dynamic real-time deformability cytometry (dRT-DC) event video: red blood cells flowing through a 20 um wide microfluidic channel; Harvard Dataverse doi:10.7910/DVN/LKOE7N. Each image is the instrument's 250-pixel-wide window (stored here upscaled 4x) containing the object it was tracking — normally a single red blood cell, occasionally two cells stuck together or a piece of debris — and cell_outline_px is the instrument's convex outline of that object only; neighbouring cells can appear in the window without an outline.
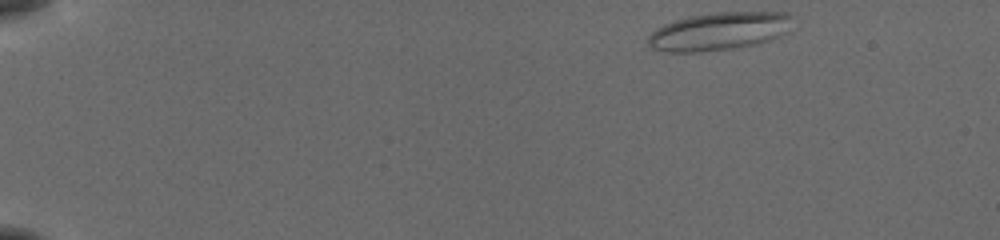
{"species": "common noctule bat (a hibernating species)", "species_latin": "Nyctalus noctula", "temperature_condition": "cold", "stored_images_in_passage": 48, "camera_frame_rate_fps": 3000, "um_per_image_px": 0.085, "animal": {"sex": "female", "body_mass_g": 19.5, "forearm_length_mm": 54.1}, "frame": {"image": 1, "passage_image": 1, "time_ms": 0.0, "image_size_px": [1000, 240], "cell_outline_px": [[792, 16], [788, 32], [772, 40], [756, 44], [736, 48], [700, 52], [664, 52], [652, 48], [648, 44], [648, 36], [656, 28], [664, 24], [676, 20], [692, 16], [716, 12], [788, 12]], "centroid_in_image_um": [61.14, 2.67], "position_along_channel_um": 23.9, "area_um2": 32.14}}
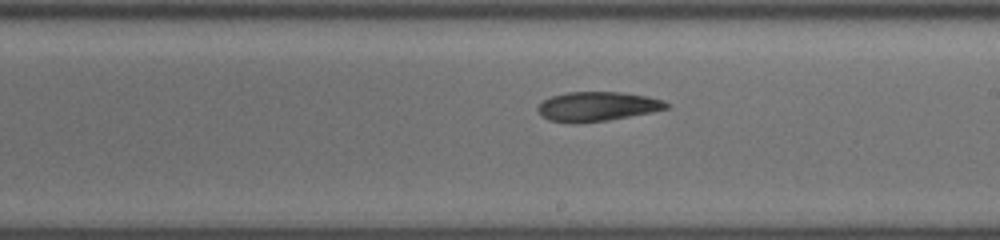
{"frame": {"image": 2, "passage_image": 27, "time_ms": 8.667, "image_size_px": [1000, 240], "cell_outline_px": [[668, 108], [652, 112], [608, 120], [548, 120], [540, 116], [536, 108], [544, 100], [552, 96], [568, 92], [620, 92], [648, 96], [664, 100], [668, 104]], "centroid_in_image_um": [50.81, 9.01], "position_along_channel_um": 238.2, "area_um2": 21.27}}
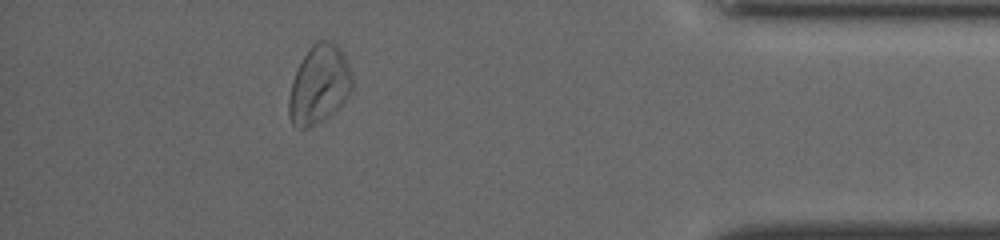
{"frame": {"image": 3, "passage_image": 43, "time_ms": 14.0, "image_size_px": [1000, 240], "cell_outline_px": [[352, 88], [348, 96], [332, 112], [308, 128], [300, 128], [292, 124], [288, 116], [288, 96], [292, 80], [308, 48], [316, 40], [332, 40], [340, 48], [344, 56], [352, 76]], "centroid_in_image_um": [27.1, 7.16], "position_along_channel_um": 408.1, "area_um2": 28.67}}